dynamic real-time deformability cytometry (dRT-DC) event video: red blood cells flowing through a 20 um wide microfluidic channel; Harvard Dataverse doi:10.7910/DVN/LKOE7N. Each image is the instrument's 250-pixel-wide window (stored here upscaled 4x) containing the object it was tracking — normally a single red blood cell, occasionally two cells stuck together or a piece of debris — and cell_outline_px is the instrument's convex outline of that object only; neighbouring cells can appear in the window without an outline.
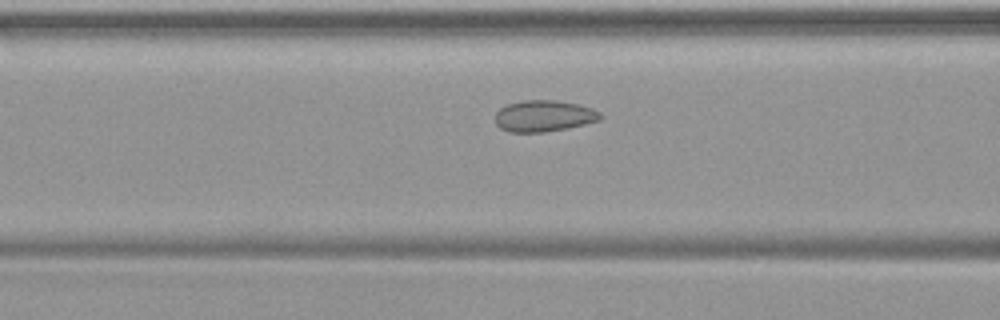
{"species": "common noctule bat (a hibernating species)", "species_latin": "Nyctalus noctula", "temperature_condition": "warm", "stored_images_in_passage": 44, "camera_frame_rate_fps": 3000, "um_per_image_px": 0.085, "animal": {"sex": "female", "body_mass_g": 19.9}, "frame": {"image": 1, "passage_image": 15, "time_ms": 4.667, "image_size_px": [1000, 320], "cell_outline_px": [[604, 116], [600, 120], [568, 128], [544, 132], [508, 132], [500, 128], [496, 124], [496, 112], [500, 108], [508, 104], [524, 100], [556, 100], [576, 104], [592, 108], [600, 112]], "centroid_in_image_um": [46.24, 9.86], "position_along_channel_um": 120.4, "area_um2": 19.25}}
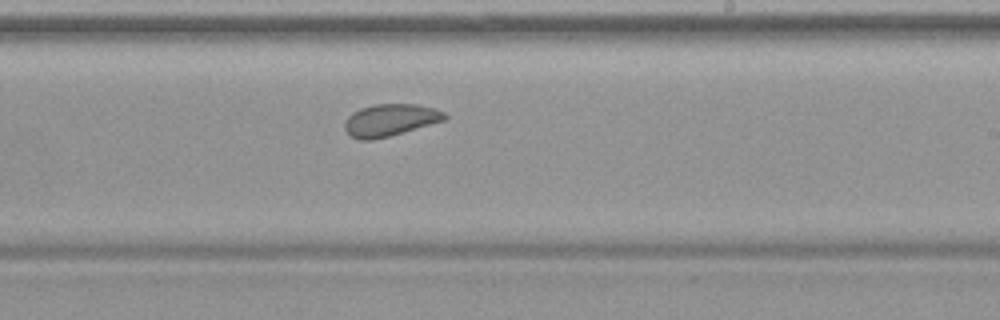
{"frame": {"image": 2, "passage_image": 25, "time_ms": 8.0, "image_size_px": [1000, 320], "cell_outline_px": [[448, 116], [444, 120], [404, 132], [372, 140], [360, 140], [352, 136], [344, 128], [344, 124], [348, 116], [352, 112], [360, 108], [372, 104], [416, 104], [436, 108], [444, 112]], "centroid_in_image_um": [33.16, 10.19], "position_along_channel_um": 255.8, "area_um2": 18.67}}
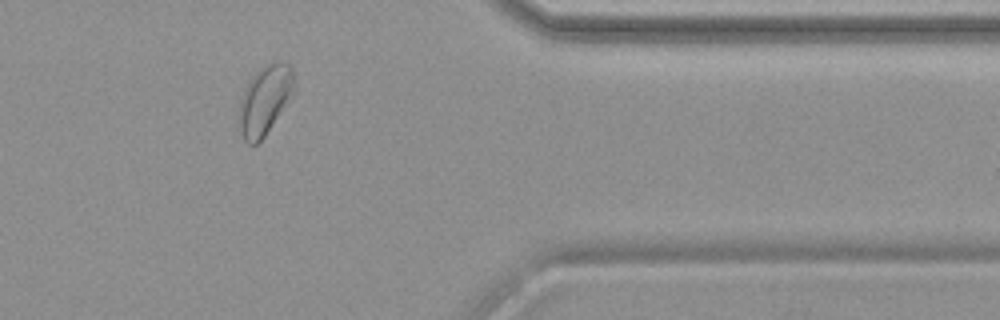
{"frame": {"image": 3, "passage_image": 36, "time_ms": 11.667, "image_size_px": [1000, 320], "cell_outline_px": [[296, 92], [264, 136], [256, 144], [248, 144], [244, 140], [240, 132], [240, 100], [244, 88], [248, 80], [264, 64], [280, 60], [284, 60], [292, 68], [296, 84]], "centroid_in_image_um": [22.56, 8.44], "position_along_channel_um": 388.8, "area_um2": 22.54}}